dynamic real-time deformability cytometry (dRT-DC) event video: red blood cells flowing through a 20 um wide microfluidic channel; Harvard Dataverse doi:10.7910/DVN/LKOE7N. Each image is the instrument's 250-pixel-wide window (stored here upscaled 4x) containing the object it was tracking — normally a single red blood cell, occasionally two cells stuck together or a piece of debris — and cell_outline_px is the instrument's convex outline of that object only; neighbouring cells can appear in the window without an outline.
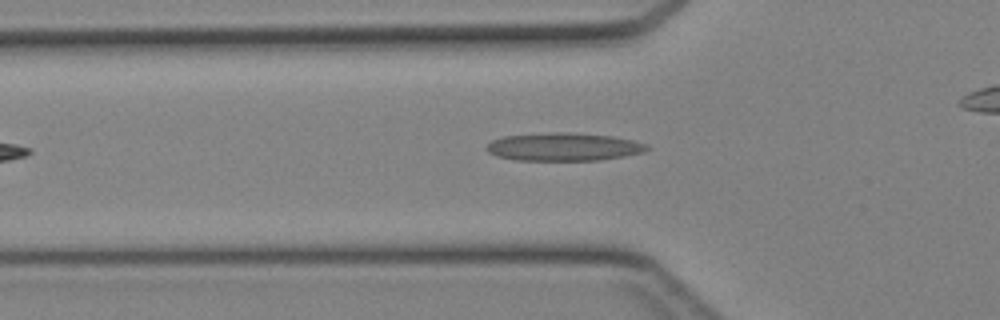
{"species": "Egyptian fruit bat (a non-hibernating species)", "species_latin": "Rousettus aegyptiacus", "temperature_condition": "cold", "stored_images_in_passage": 30, "camera_frame_rate_fps": 3000, "um_per_image_px": 0.085, "animal": {"sex": "female"}, "frame": {"image": 1, "passage_image": 7, "time_ms": 2.0, "image_size_px": [1000, 320], "cell_outline_px": [[652, 148], [644, 152], [624, 156], [600, 160], [516, 160], [496, 156], [488, 152], [484, 148], [492, 140], [504, 136], [552, 132], [560, 132], [612, 136], [632, 140], [648, 144]], "centroid_in_image_um": [47.92, 12.48], "position_along_channel_um": 77.9, "area_um2": 26.18}}
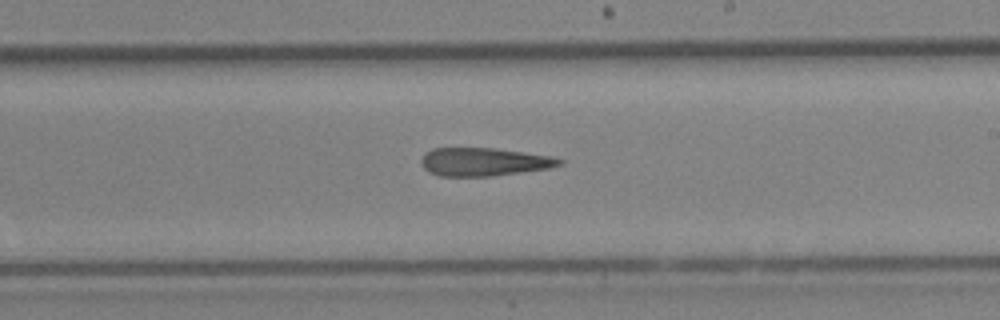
{"frame": {"image": 2, "passage_image": 18, "time_ms": 5.667, "image_size_px": [1000, 320], "cell_outline_px": [[564, 164], [548, 168], [492, 176], [440, 176], [428, 172], [420, 164], [420, 160], [424, 152], [432, 148], [492, 148], [552, 156], [564, 160]], "centroid_in_image_um": [41.09, 13.75], "position_along_channel_um": 247.9, "area_um2": 22.77}}
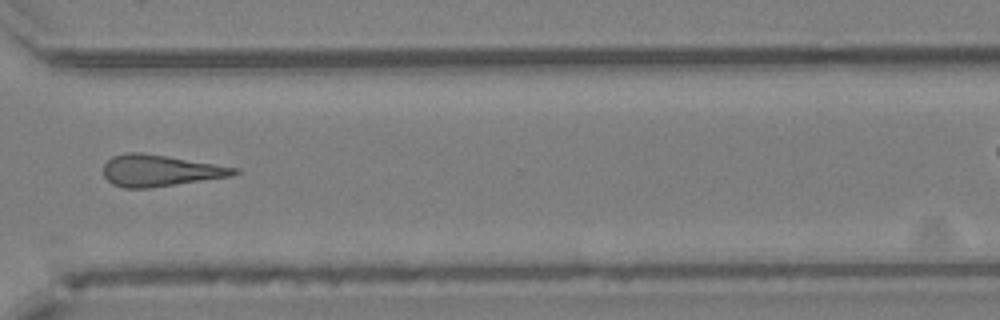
{"frame": {"image": 3, "passage_image": 25, "time_ms": 8.0, "image_size_px": [1000, 320], "cell_outline_px": [[240, 172], [232, 176], [148, 188], [124, 188], [112, 184], [104, 176], [104, 164], [112, 156], [128, 152], [140, 152], [240, 168]], "centroid_in_image_um": [13.6, 14.5], "position_along_channel_um": 357.0, "area_um2": 23.81}}